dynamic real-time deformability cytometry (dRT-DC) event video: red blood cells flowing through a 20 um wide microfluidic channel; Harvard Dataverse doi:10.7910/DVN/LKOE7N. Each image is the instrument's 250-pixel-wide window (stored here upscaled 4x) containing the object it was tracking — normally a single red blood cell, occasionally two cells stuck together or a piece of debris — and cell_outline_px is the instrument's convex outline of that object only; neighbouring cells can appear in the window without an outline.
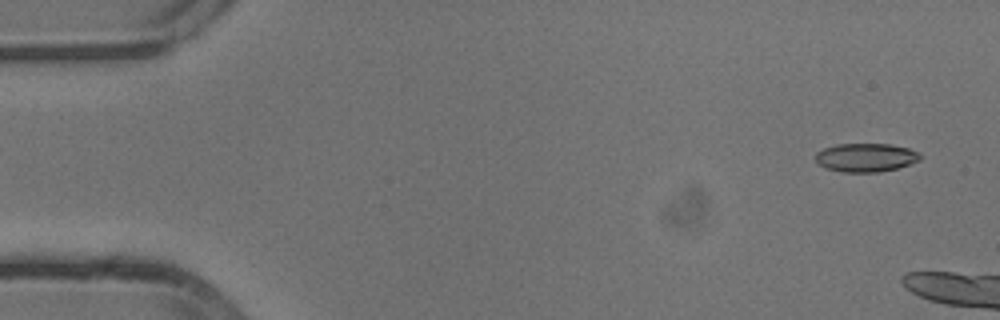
{"species": "common noctule bat (a hibernating species)", "species_latin": "Nyctalus noctula", "temperature_condition": "cold", "stored_images_in_passage": 7, "camera_frame_rate_fps": 3000, "um_per_image_px": 0.085, "animal": {"sex": "male", "body_mass_g": 13.3}, "frame": {"image": 1, "passage_image": 2, "time_ms": 0.333, "image_size_px": [1000, 320], "cell_outline_px": [[920, 160], [896, 168], [880, 172], [840, 172], [828, 168], [820, 164], [816, 160], [816, 152], [824, 148], [836, 144], [892, 144], [908, 148], [920, 152]], "centroid_in_image_um": [73.6, 13.38], "position_along_channel_um": 11.4, "area_um2": 17.34}}